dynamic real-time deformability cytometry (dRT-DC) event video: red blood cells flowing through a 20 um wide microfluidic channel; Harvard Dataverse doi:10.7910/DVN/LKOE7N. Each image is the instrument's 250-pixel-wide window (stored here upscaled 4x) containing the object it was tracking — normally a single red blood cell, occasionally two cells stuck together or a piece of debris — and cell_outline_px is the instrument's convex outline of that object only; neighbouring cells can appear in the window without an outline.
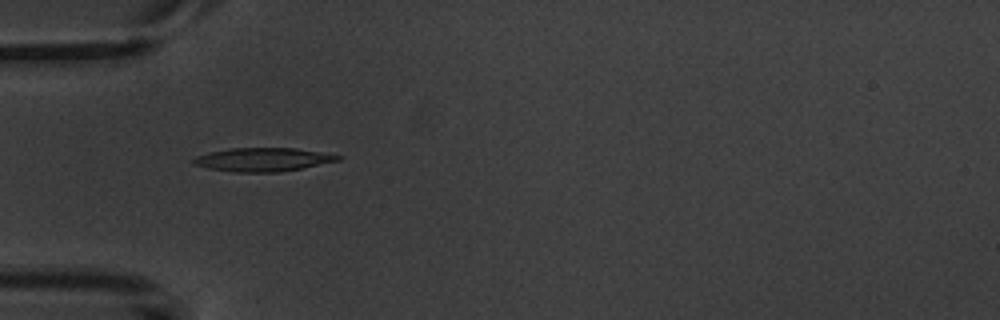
{"species": "common noctule bat (a hibernating species)", "species_latin": "Nyctalus noctula", "temperature_condition": "warm", "stored_images_in_passage": 5, "camera_frame_rate_fps": 3000, "um_per_image_px": 0.085, "animal": {"sex": "male", "body_mass_g": 20.1, "forearm_length_mm": 53.5}, "frame": {"image": 1, "passage_image": 5, "time_ms": 5.667, "image_size_px": [1000, 320], "cell_outline_px": [[344, 156], [340, 160], [280, 172], [236, 172], [208, 168], [192, 164], [192, 160], [196, 156], [228, 148], [296, 148]], "centroid_in_image_um": [22.34, 13.56], "position_along_channel_um": 62.7, "area_um2": 19.65}}